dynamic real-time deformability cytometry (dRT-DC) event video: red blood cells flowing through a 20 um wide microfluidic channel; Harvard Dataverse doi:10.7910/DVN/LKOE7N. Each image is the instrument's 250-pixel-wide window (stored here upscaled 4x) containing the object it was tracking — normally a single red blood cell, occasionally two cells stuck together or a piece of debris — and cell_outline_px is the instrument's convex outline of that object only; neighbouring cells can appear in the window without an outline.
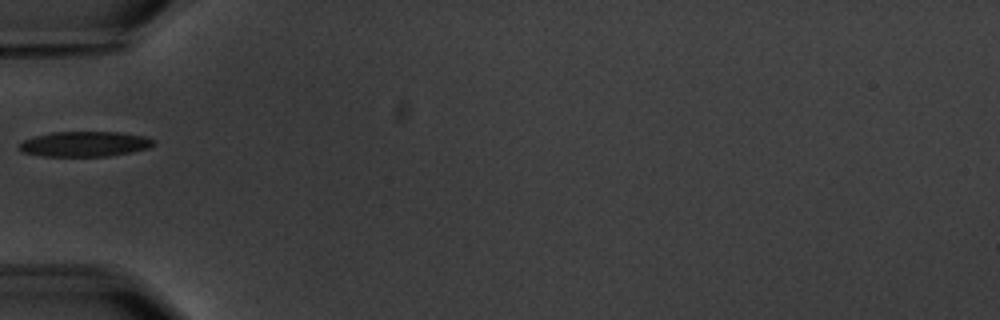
{"species": "common noctule bat (a hibernating species)", "species_latin": "Nyctalus noctula", "temperature_condition": "warm", "stored_images_in_passage": 5, "camera_frame_rate_fps": 3000, "um_per_image_px": 0.085, "animal": {"sex": "male", "body_mass_g": 20.1, "forearm_length_mm": 53.5}, "frame": {"image": 1, "passage_image": 3, "time_ms": 2.333, "image_size_px": [1000, 320], "cell_outline_px": [[156, 144], [148, 148], [132, 152], [108, 156], [44, 156], [20, 152], [16, 148], [24, 140], [36, 136], [52, 132], [120, 132], [144, 136], [156, 140]], "centroid_in_image_um": [7.21, 12.24], "position_along_channel_um": 77.8, "area_um2": 19.83}}
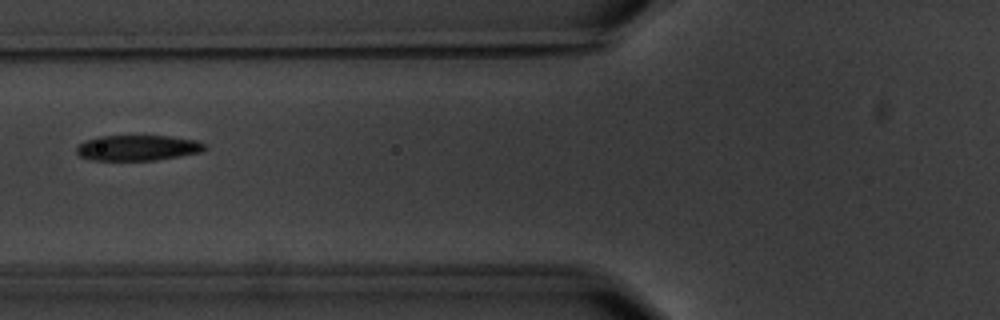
{"frame": {"image": 2, "passage_image": 4, "time_ms": 3.333, "image_size_px": [1000, 320], "cell_outline_px": [[208, 148], [200, 152], [180, 156], [156, 160], [92, 160], [80, 156], [76, 152], [76, 148], [84, 140], [96, 136], [172, 136], [196, 140], [208, 144]], "centroid_in_image_um": [11.73, 12.56], "position_along_channel_um": 114.1, "area_um2": 19.25}}